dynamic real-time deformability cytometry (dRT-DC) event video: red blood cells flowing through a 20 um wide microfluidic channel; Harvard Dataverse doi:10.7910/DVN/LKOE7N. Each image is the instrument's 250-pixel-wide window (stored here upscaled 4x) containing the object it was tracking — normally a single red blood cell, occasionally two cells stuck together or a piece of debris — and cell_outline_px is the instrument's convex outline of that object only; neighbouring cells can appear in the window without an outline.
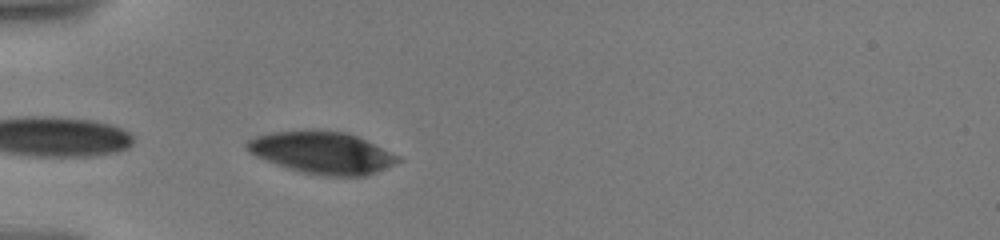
{"species": "human", "species_latin": "Homo sapiens", "temperature_condition": "warm", "stored_images_in_passage": 19, "camera_frame_rate_fps": 3000, "um_per_image_px": 0.085, "donor": {"sex": "male"}, "frame": {"image": 1, "passage_image": 2, "time_ms": 0.333, "image_size_px": [1000, 240], "cell_outline_px": [[404, 160], [376, 172], [364, 176], [328, 176], [304, 172], [288, 168], [276, 164], [256, 156], [248, 152], [244, 144], [248, 140], [256, 136], [272, 132], [312, 128], [348, 132], [400, 156]], "centroid_in_image_um": [27.38, 12.95], "position_along_channel_um": 57.6, "area_um2": 37.34}}
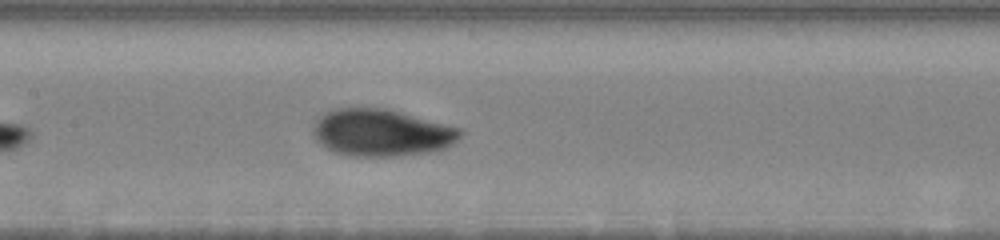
{"frame": {"image": 2, "passage_image": 9, "time_ms": 4.0, "image_size_px": [1000, 240], "cell_outline_px": [[464, 132], [452, 144], [444, 148], [432, 152], [392, 156], [356, 156], [332, 152], [316, 140], [312, 132], [312, 128], [316, 120], [324, 112], [332, 108], [384, 108], [400, 112], [460, 128]], "centroid_in_image_um": [32.38, 11.28], "position_along_channel_um": 175.0, "area_um2": 40.29}}
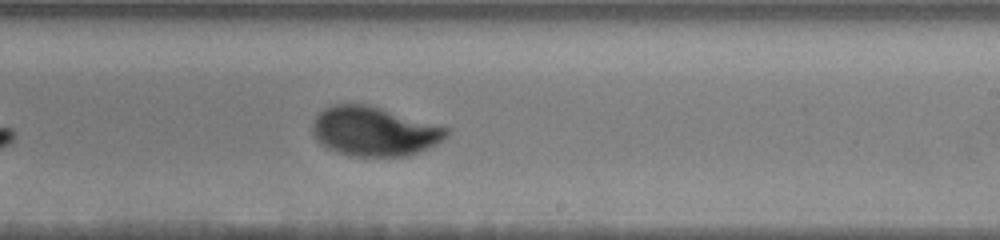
{"frame": {"image": 3, "passage_image": 14, "time_ms": 6.333, "image_size_px": [1000, 240], "cell_outline_px": [[448, 136], [444, 140], [436, 144], [408, 156], [348, 156], [328, 148], [316, 140], [312, 132], [312, 124], [316, 116], [324, 108], [332, 104], [368, 104], [448, 128]], "centroid_in_image_um": [31.78, 11.16], "position_along_channel_um": 257.2, "area_um2": 38.38}}